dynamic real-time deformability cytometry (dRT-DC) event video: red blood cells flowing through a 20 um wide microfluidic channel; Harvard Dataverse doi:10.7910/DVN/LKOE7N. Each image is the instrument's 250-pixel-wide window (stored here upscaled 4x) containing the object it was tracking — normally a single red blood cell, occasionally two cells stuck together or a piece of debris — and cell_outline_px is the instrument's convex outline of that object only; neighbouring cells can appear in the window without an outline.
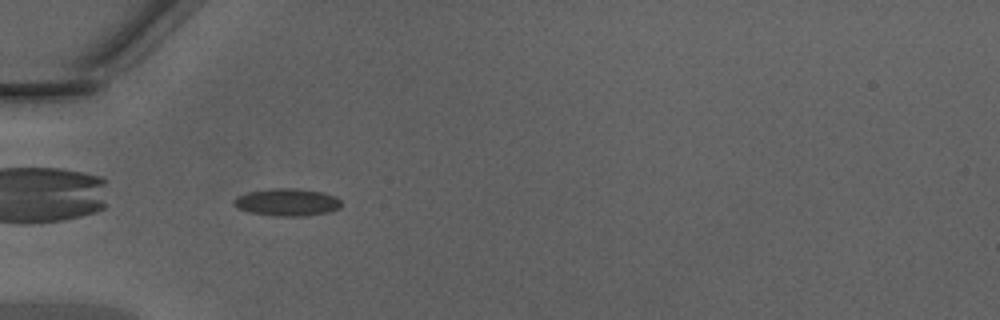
{"species": "Egyptian fruit bat (a non-hibernating species)", "species_latin": "Rousettus aegyptiacus", "temperature_condition": "warm", "stored_images_in_passage": 34, "camera_frame_rate_fps": 3000, "um_per_image_px": 0.085, "animal": {"sex": "male"}, "frame": {"image": 1, "passage_image": 2, "time_ms": 0.333, "image_size_px": [1000, 320], "cell_outline_px": [[340, 208], [328, 212], [300, 216], [276, 216], [248, 212], [232, 204], [232, 200], [236, 196], [248, 192], [272, 188], [292, 188], [320, 192], [336, 196], [340, 200]], "centroid_in_image_um": [24.36, 17.19], "position_along_channel_um": 60.6, "area_um2": 17.05}}
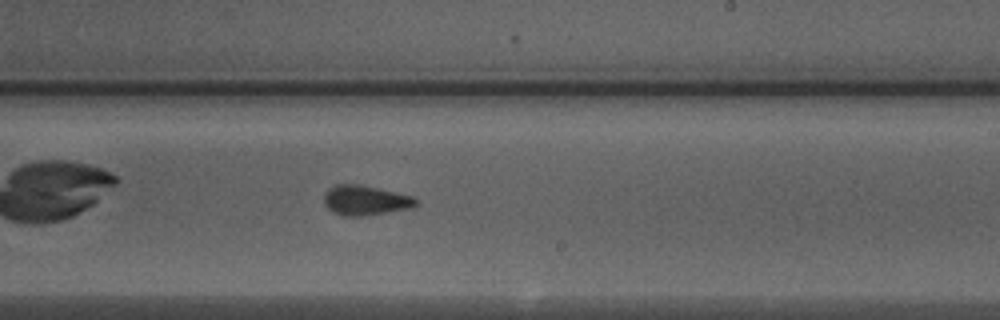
{"frame": {"image": 2, "passage_image": 16, "time_ms": 5.0, "image_size_px": [1000, 320], "cell_outline_px": [[420, 204], [416, 208], [364, 216], [344, 216], [328, 208], [324, 204], [324, 192], [328, 188], [336, 184], [360, 184], [412, 196], [420, 200]], "centroid_in_image_um": [31.12, 17.03], "position_along_channel_um": 257.9, "area_um2": 16.3}}
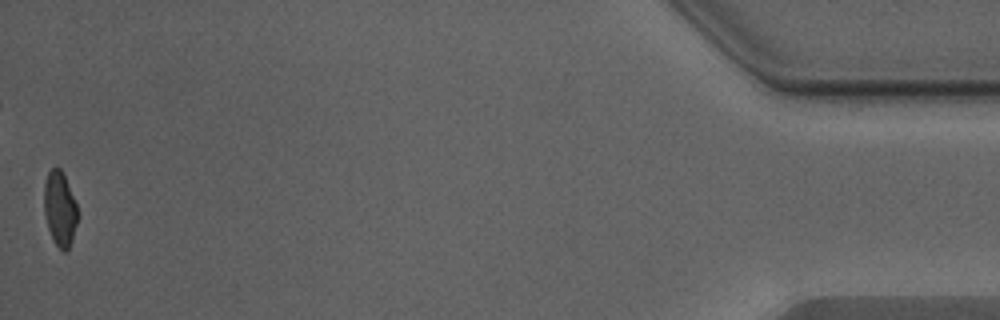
{"frame": {"image": 3, "passage_image": 34, "time_ms": 11.0, "image_size_px": [1000, 320], "cell_outline_px": [[80, 216], [72, 240], [68, 248], [64, 252], [52, 240], [48, 228], [44, 212], [44, 184], [48, 172], [52, 168], [60, 168], [64, 176], [76, 204]], "centroid_in_image_um": [5.1, 17.78], "position_along_channel_um": 430.1, "area_um2": 14.62}, "authors_computed_cell_mechanics": {"area_um2": 15.7216, "velocity_mm_per_s": 4.3532, "shape_relaxation_time_tau1_ms": 3.4742, "shape_relaxation_time_tau2_ms": 1.2195, "deformation_change_tau1": 0.1256, "deformation_change_tau2": 0.0684}}